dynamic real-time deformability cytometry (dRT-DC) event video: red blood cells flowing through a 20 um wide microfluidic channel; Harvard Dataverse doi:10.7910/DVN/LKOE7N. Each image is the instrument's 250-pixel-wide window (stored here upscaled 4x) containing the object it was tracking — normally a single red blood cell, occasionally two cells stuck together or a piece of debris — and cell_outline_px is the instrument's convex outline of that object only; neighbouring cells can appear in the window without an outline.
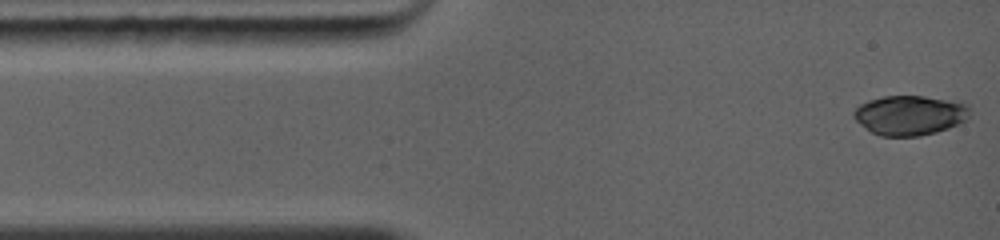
{"species": "common noctule bat (a hibernating species)", "species_latin": "Nyctalus noctula", "temperature_condition": "warm", "stored_images_in_passage": 47, "camera_frame_rate_fps": 5000, "um_per_image_px": 0.085, "animal": {"sex": "female", "body_mass_g": 19.0, "forearm_length_mm": 56.7}, "frame": {"image": 1, "passage_image": 1, "time_ms": 0.0, "image_size_px": [1000, 240], "cell_outline_px": [[972, 112], [968, 120], [948, 128], [936, 132], [920, 136], [880, 136], [872, 132], [860, 124], [852, 116], [852, 112], [860, 104], [868, 100], [884, 96], [924, 96], [960, 100], [968, 104]], "centroid_in_image_um": [77.4, 9.78], "position_along_channel_um": 7.6, "area_um2": 27.4}}
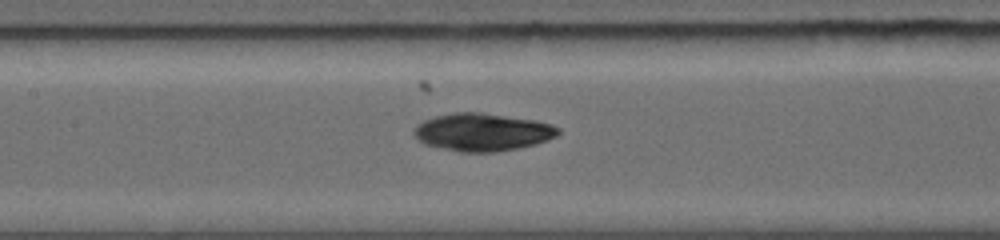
{"frame": {"image": 2, "passage_image": 29, "time_ms": 5.2, "image_size_px": [1000, 240], "cell_outline_px": [[560, 132], [556, 136], [548, 140], [536, 144], [496, 152], [460, 152], [424, 144], [412, 132], [416, 124], [424, 120], [436, 116], [456, 112], [480, 112], [536, 120], [552, 124], [560, 128]], "centroid_in_image_um": [41.02, 11.22], "position_along_channel_um": 166.4, "area_um2": 31.73}}
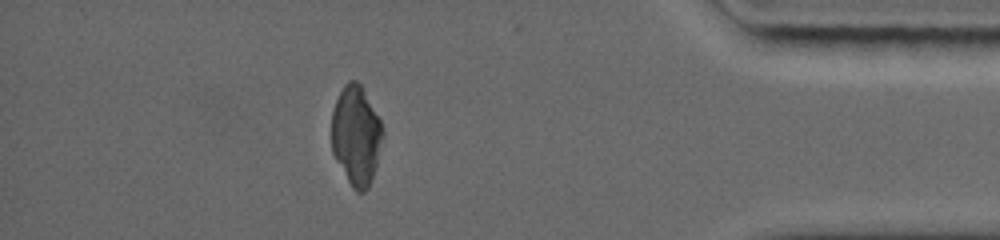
{"frame": {"image": 3, "passage_image": 47, "time_ms": 11.6, "image_size_px": [1000, 240], "cell_outline_px": [[384, 136], [376, 164], [368, 188], [364, 192], [356, 192], [352, 188], [336, 160], [332, 152], [332, 112], [336, 100], [344, 84], [348, 80], [356, 80], [360, 84], [380, 120], [384, 128]], "centroid_in_image_um": [30.27, 11.52], "position_along_channel_um": 404.9, "area_um2": 29.48}}